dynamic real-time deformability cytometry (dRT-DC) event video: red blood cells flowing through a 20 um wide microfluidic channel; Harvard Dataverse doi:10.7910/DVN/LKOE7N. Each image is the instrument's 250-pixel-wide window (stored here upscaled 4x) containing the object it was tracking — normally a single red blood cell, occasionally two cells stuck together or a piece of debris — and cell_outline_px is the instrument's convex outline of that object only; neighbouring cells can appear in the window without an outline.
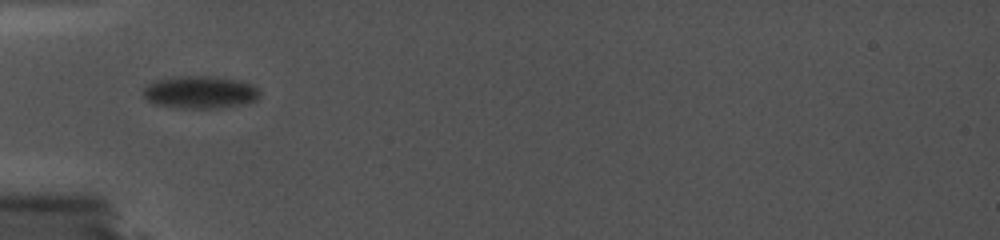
{"species": "common noctule bat (a hibernating species)", "species_latin": "Nyctalus noctula", "temperature_condition": "cold", "stored_images_in_passage": 41, "camera_frame_rate_fps": 5000, "um_per_image_px": 0.085, "animal": {"sex": "female", "body_mass_g": 19.0, "forearm_length_mm": 56.7}, "frame": {"image": 1, "passage_image": 1, "time_ms": 0.0, "image_size_px": [1000, 240], "cell_outline_px": [[260, 96], [256, 100], [248, 104], [212, 108], [184, 108], [156, 104], [148, 100], [144, 96], [144, 88], [148, 84], [156, 80], [168, 76], [212, 76], [240, 80], [252, 84], [260, 92]], "centroid_in_image_um": [17.04, 7.82], "position_along_channel_um": 68.0, "area_um2": 22.2}}
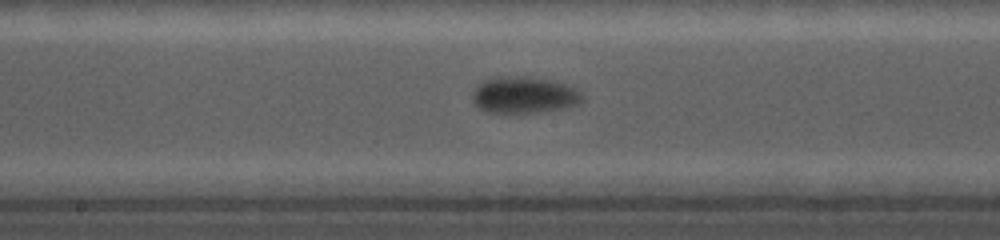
{"frame": {"image": 2, "passage_image": 20, "time_ms": 3.8, "image_size_px": [1000, 240], "cell_outline_px": [[584, 100], [580, 104], [564, 108], [536, 112], [488, 112], [480, 108], [472, 100], [472, 92], [484, 80], [500, 76], [520, 76], [548, 80], [564, 84], [580, 92], [584, 96]], "centroid_in_image_um": [44.55, 8.08], "position_along_channel_um": 203.6, "area_um2": 23.06}}
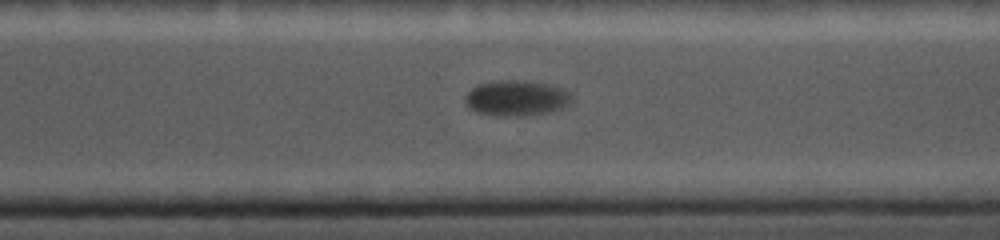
{"frame": {"image": 3, "passage_image": 37, "time_ms": 7.2, "image_size_px": [1000, 240], "cell_outline_px": [[572, 100], [564, 108], [548, 112], [520, 116], [496, 116], [476, 112], [468, 108], [464, 104], [464, 100], [468, 92], [472, 88], [480, 84], [500, 80], [516, 80], [552, 84], [564, 88], [572, 96]], "centroid_in_image_um": [43.9, 8.34], "position_along_channel_um": 326.7, "area_um2": 22.25}}